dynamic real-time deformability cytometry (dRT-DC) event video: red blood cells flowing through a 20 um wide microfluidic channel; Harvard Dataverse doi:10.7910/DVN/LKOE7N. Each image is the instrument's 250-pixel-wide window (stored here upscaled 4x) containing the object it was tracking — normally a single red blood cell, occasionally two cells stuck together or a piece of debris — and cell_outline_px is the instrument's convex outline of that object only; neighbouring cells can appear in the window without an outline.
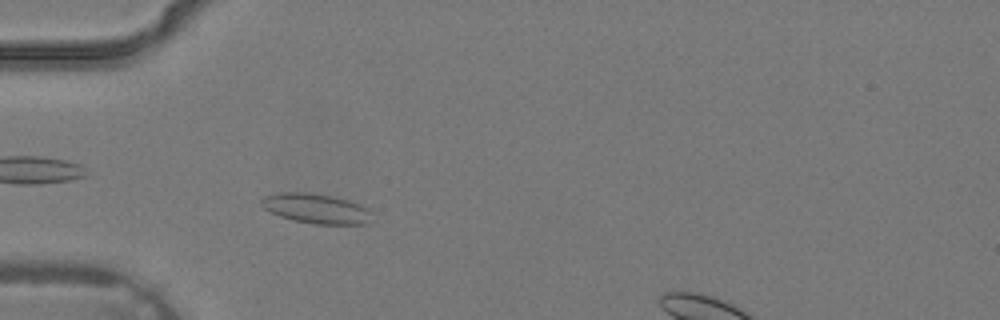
{"species": "common noctule bat (a hibernating species)", "species_latin": "Nyctalus noctula", "temperature_condition": "warm", "stored_images_in_passage": 4, "camera_frame_rate_fps": 3000, "um_per_image_px": 0.085, "animal": {"sex": "male", "body_mass_g": 19.2, "forearm_length_mm": 51.8}, "frame": {"image": 1, "passage_image": 3, "time_ms": 0.667, "image_size_px": [1000, 320], "cell_outline_px": [[376, 212], [368, 224], [316, 224], [292, 220], [280, 216], [264, 208], [260, 204], [260, 200], [264, 196], [280, 192], [312, 192], [332, 196], [348, 200], [360, 204]], "centroid_in_image_um": [26.93, 17.72], "position_along_channel_um": 58.1, "area_um2": 19.59}}